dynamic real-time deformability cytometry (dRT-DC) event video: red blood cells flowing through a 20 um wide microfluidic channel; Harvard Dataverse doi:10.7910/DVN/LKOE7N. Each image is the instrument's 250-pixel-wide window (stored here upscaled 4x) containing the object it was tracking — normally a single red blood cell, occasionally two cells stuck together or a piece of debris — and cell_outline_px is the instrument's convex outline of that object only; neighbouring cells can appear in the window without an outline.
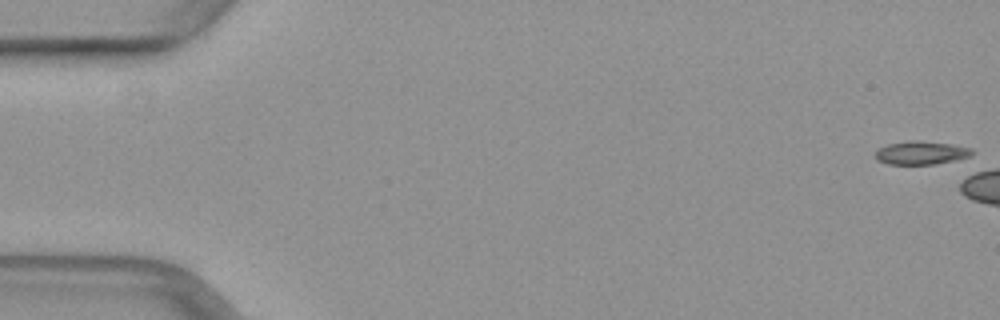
{"species": "common noctule bat (a hibernating species)", "species_latin": "Nyctalus noctula", "temperature_condition": "warm", "stored_images_in_passage": 4, "camera_frame_rate_fps": 3000, "um_per_image_px": 0.085, "animal": {"sex": "female", "body_mass_g": 29.2, "forearm_length_mm": 56.3}, "frame": {"image": 1, "passage_image": 1, "time_ms": 0.0, "image_size_px": [1000, 320], "cell_outline_px": [[972, 152], [968, 156], [956, 160], [936, 164], [888, 164], [876, 160], [876, 152], [880, 148], [888, 144], [908, 140], [916, 140], [948, 144], [972, 148]], "centroid_in_image_um": [78.26, 12.99], "position_along_channel_um": 6.7, "area_um2": 12.95}}